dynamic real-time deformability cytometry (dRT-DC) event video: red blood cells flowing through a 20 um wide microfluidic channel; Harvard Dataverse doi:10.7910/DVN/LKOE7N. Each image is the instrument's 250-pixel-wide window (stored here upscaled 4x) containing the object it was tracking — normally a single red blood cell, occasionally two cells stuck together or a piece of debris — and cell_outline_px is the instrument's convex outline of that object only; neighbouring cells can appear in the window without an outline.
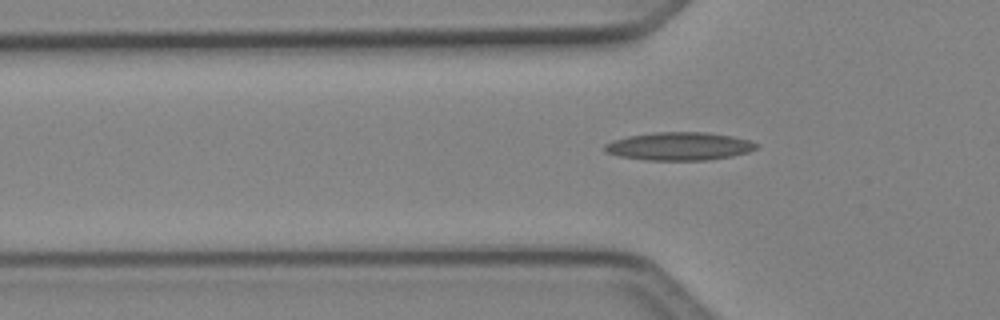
{"species": "Egyptian fruit bat (a non-hibernating species)", "species_latin": "Rousettus aegyptiacus", "temperature_condition": "cold", "stored_images_in_passage": 6, "camera_frame_rate_fps": 3000, "um_per_image_px": 0.085, "animal": {"sex": "female"}, "frame": {"image": 1, "passage_image": 6, "time_ms": 1.667, "image_size_px": [1000, 320], "cell_outline_px": [[760, 144], [756, 148], [748, 152], [732, 156], [708, 160], [644, 160], [620, 156], [604, 152], [604, 144], [612, 140], [628, 136], [652, 132], [704, 132], [732, 136], [748, 140]], "centroid_in_image_um": [57.71, 12.43], "position_along_channel_um": 68.1, "area_um2": 24.91}}